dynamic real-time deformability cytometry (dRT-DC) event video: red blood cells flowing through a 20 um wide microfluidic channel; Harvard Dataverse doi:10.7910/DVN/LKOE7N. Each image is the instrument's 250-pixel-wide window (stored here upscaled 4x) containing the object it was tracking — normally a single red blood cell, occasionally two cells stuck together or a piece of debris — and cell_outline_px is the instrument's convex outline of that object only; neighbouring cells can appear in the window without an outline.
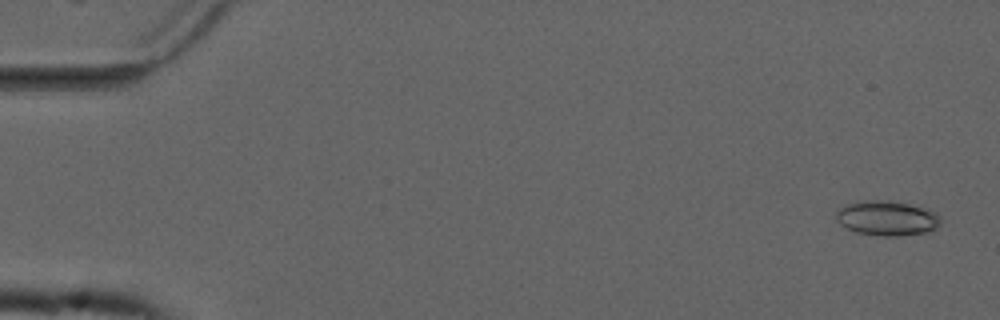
{"species": "common noctule bat (a hibernating species)", "species_latin": "Nyctalus noctula", "temperature_condition": "cold", "stored_images_in_passage": 55, "camera_frame_rate_fps": 3000, "um_per_image_px": 0.085, "animal": {"sex": "male", "forearm_length_mm": 52.5}, "frame": {"image": 1, "passage_image": 2, "time_ms": 0.333, "image_size_px": [1000, 320], "cell_outline_px": [[940, 224], [936, 228], [924, 232], [900, 236], [884, 236], [856, 232], [840, 224], [836, 220], [836, 212], [840, 208], [848, 204], [864, 200], [888, 200], [908, 204], [936, 212], [940, 216]], "centroid_in_image_um": [75.38, 18.54], "position_along_channel_um": 9.6, "area_um2": 20.98}}
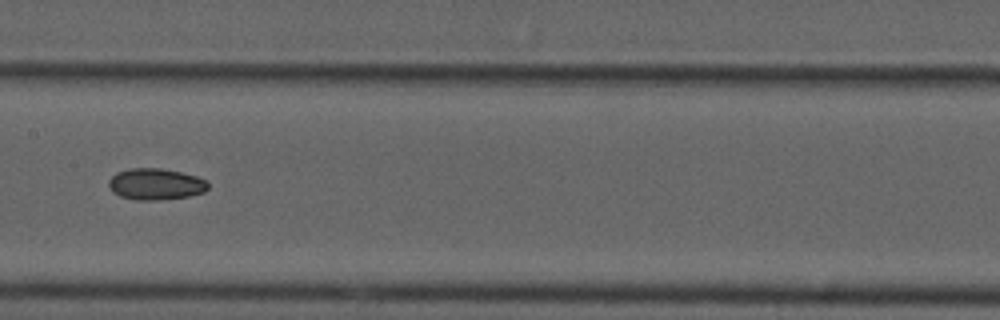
{"frame": {"image": 2, "passage_image": 28, "time_ms": 9.0, "image_size_px": [1000, 320], "cell_outline_px": [[208, 188], [204, 192], [188, 196], [156, 200], [136, 200], [120, 196], [112, 192], [108, 188], [108, 180], [116, 172], [128, 168], [160, 168], [180, 172], [196, 176], [204, 180], [208, 184]], "centroid_in_image_um": [13.17, 15.65], "position_along_channel_um": 194.2, "area_um2": 18.21}}
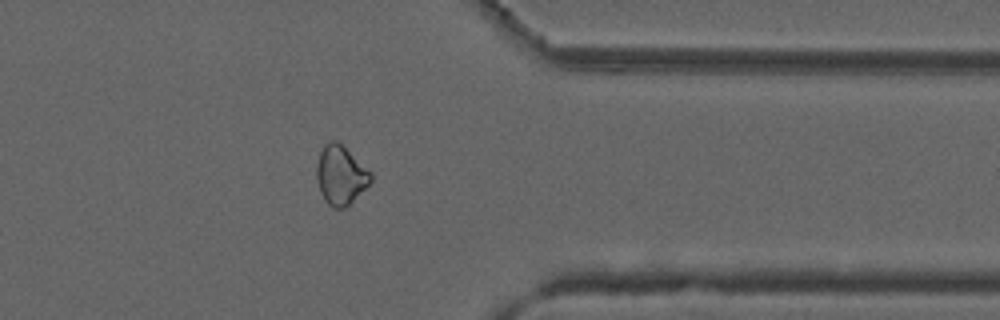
{"frame": {"image": 3, "passage_image": 44, "time_ms": 14.333, "image_size_px": [1000, 320], "cell_outline_px": [[372, 180], [344, 208], [332, 208], [324, 200], [320, 192], [316, 180], [316, 164], [320, 152], [324, 144], [328, 140], [336, 140], [372, 172]], "centroid_in_image_um": [28.91, 14.87], "position_along_channel_um": 382.5, "area_um2": 18.5}, "authors_computed_cell_mechanics": {"area_um2": 18.8428, "velocity_mm_per_s": 3.7195, "shape_relaxation_time_tau1_ms": null, "shape_relaxation_time_tau2_ms": 4.8938, "deformation_change_tau1": null, "deformation_change_tau2": 0.0782}}